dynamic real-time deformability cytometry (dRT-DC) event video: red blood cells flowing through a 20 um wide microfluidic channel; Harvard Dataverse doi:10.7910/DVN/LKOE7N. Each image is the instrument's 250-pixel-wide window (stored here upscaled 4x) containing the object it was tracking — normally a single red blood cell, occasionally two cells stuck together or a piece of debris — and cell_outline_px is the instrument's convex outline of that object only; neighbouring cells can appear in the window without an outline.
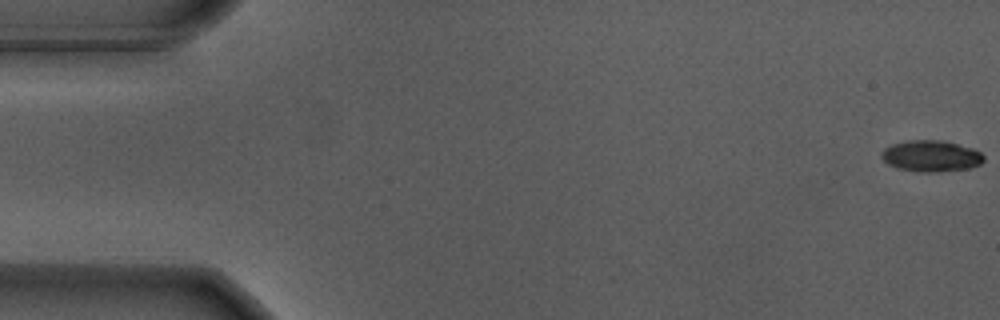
{"species": "Egyptian fruit bat (a non-hibernating species)", "species_latin": "Rousettus aegyptiacus", "temperature_condition": "warm", "stored_images_in_passage": 18, "camera_frame_rate_fps": 3000, "um_per_image_px": 0.085, "animal": {"sex": "male"}, "frame": {"image": 1, "passage_image": 1, "time_ms": 0.0, "image_size_px": [1000, 320], "cell_outline_px": [[984, 160], [980, 164], [972, 168], [936, 172], [920, 172], [896, 168], [888, 164], [880, 156], [880, 152], [884, 148], [892, 144], [908, 140], [944, 140], [972, 148], [980, 152], [984, 156]], "centroid_in_image_um": [79.13, 13.26], "position_along_channel_um": 5.9, "area_um2": 18.84}}
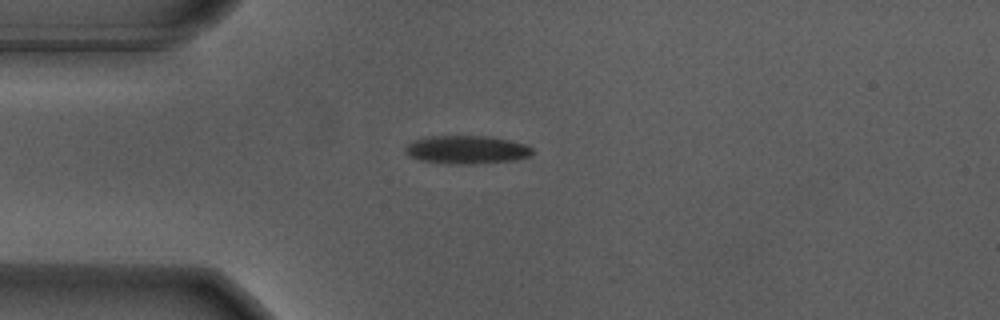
{"frame": {"image": 2, "passage_image": 15, "time_ms": 4.667, "image_size_px": [1000, 320], "cell_outline_px": [[532, 156], [516, 160], [472, 164], [448, 164], [420, 160], [408, 156], [404, 152], [404, 148], [412, 140], [432, 136], [488, 136], [528, 144], [532, 148]], "centroid_in_image_um": [39.67, 12.73], "position_along_channel_um": 45.3, "area_um2": 21.15}}